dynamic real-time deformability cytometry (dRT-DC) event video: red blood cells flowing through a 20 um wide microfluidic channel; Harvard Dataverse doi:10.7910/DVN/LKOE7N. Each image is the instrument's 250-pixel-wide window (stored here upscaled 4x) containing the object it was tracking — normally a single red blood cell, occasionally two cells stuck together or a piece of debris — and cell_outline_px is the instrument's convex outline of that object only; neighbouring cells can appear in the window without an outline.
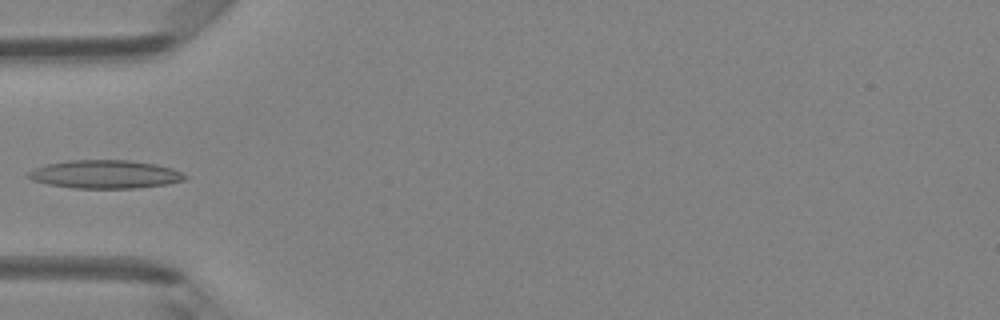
{"species": "Egyptian fruit bat (a non-hibernating species)", "species_latin": "Rousettus aegyptiacus", "temperature_condition": "room temperature", "stored_images_in_passage": 5, "camera_frame_rate_fps": 3000, "um_per_image_px": 0.085, "animal": {"sex": "female"}, "frame": {"image": 1, "passage_image": 5, "time_ms": 1.333, "image_size_px": [1000, 320], "cell_outline_px": [[188, 176], [184, 180], [168, 184], [136, 188], [72, 188], [48, 184], [32, 180], [28, 176], [28, 172], [44, 164], [68, 160], [128, 160], [156, 164], [172, 168]], "centroid_in_image_um": [8.94, 14.81], "position_along_channel_um": 76.1, "area_um2": 25.84}}